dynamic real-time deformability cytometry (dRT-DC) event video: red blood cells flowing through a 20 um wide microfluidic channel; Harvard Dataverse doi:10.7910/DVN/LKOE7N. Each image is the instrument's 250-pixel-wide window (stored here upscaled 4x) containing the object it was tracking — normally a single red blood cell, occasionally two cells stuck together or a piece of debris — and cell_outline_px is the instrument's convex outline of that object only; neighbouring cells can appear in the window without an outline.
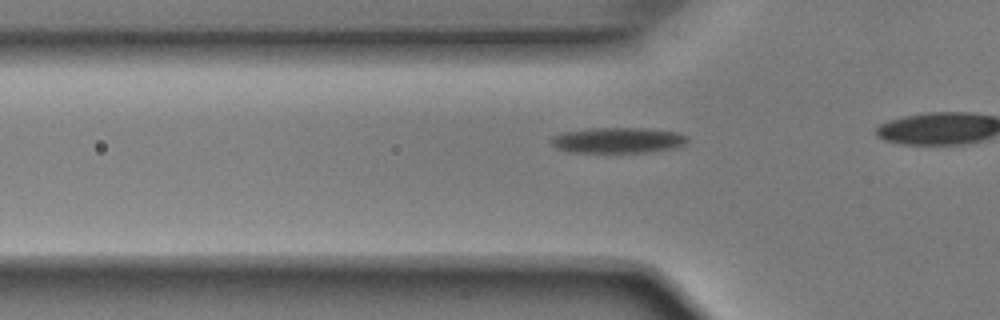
{"species": "Egyptian fruit bat (a non-hibernating species)", "species_latin": "Rousettus aegyptiacus", "temperature_condition": "room temperature", "stored_images_in_passage": 19, "camera_frame_rate_fps": 3000, "um_per_image_px": 0.085, "animal": {"sex": "male"}, "frame": {"image": 1, "passage_image": 14, "time_ms": 4.333, "image_size_px": [1000, 320], "cell_outline_px": [[688, 140], [684, 144], [676, 148], [652, 152], [568, 152], [556, 148], [548, 140], [552, 136], [564, 132], [588, 128], [648, 128], [680, 132], [688, 136]], "centroid_in_image_um": [52.54, 11.92], "position_along_channel_um": 73.3, "area_um2": 20.69}}